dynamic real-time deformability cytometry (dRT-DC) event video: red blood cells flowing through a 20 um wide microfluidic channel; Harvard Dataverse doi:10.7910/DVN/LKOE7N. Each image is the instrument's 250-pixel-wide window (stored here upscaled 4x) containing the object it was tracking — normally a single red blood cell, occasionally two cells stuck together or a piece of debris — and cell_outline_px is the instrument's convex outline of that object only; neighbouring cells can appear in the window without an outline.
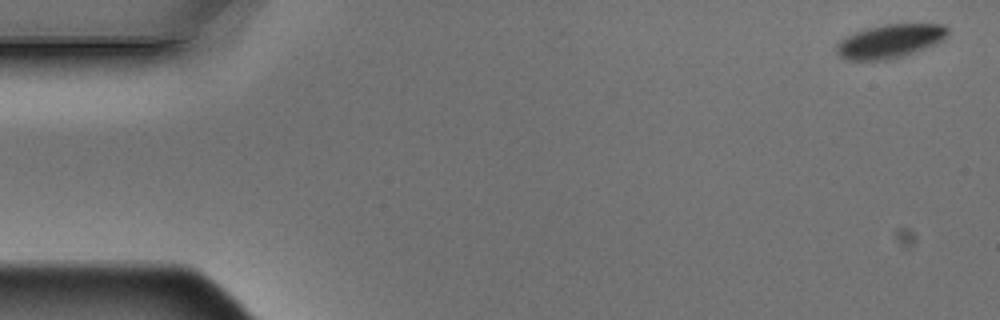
{"species": "Egyptian fruit bat (a non-hibernating species)", "species_latin": "Rousettus aegyptiacus", "temperature_condition": "warm", "stored_images_in_passage": 6, "segment_of_instrument_passage": [2, 2], "camera_frame_rate_fps": 3000, "um_per_image_px": 0.085, "animal": {"sex": "male"}, "frame": {"image": 1, "passage_image": 6, "time_ms": 1.667, "image_size_px": [1000, 320], "cell_outline_px": [[948, 32], [944, 40], [936, 44], [888, 60], [844, 60], [836, 52], [836, 44], [844, 36], [868, 28], [884, 24], [944, 24], [948, 28]], "centroid_in_image_um": [75.62, 3.49], "position_along_channel_um": 9.4, "area_um2": 21.79}}